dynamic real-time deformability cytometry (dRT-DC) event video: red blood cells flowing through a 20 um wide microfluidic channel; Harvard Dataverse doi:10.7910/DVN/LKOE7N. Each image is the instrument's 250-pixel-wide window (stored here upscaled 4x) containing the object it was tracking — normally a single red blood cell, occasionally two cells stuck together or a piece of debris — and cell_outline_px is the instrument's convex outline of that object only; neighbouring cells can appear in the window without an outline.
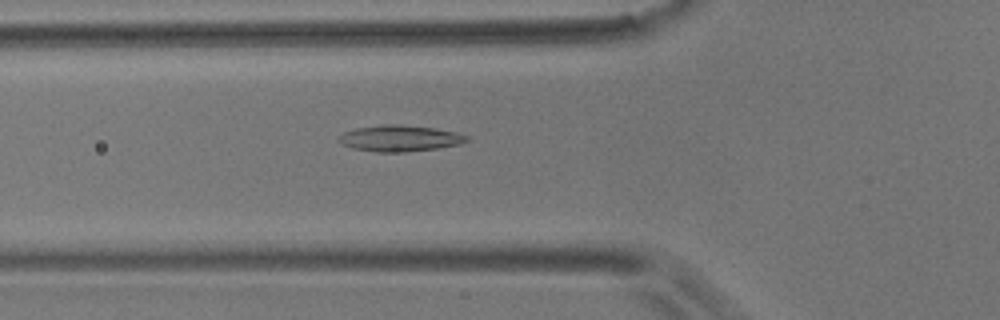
{"species": "common noctule bat (a hibernating species)", "species_latin": "Nyctalus noctula", "temperature_condition": "room temperature", "stored_images_in_passage": 54, "camera_frame_rate_fps": 3000, "um_per_image_px": 0.085, "animal": {"sex": "male", "body_mass_g": 17.9}, "frame": {"image": 1, "passage_image": 18, "time_ms": 5.667, "image_size_px": [1000, 320], "cell_outline_px": [[472, 140], [460, 144], [436, 148], [404, 152], [376, 152], [352, 148], [340, 144], [336, 140], [344, 132], [356, 128], [384, 124], [400, 124], [432, 128], [456, 132], [468, 136]], "centroid_in_image_um": [33.97, 11.76], "position_along_channel_um": 91.8, "area_um2": 19.59}}
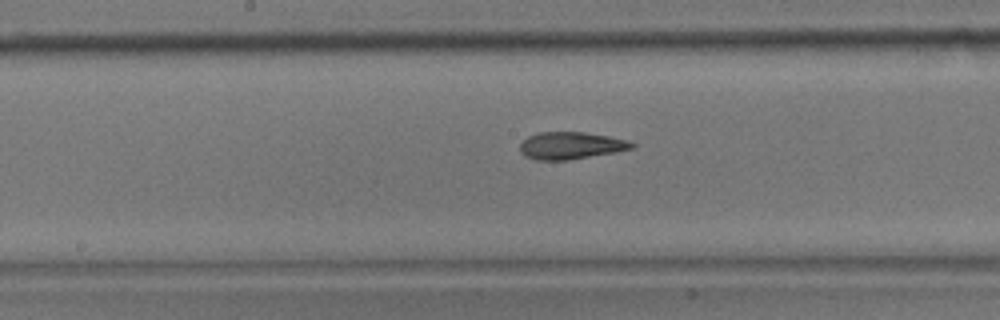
{"frame": {"image": 2, "passage_image": 27, "time_ms": 8.667, "image_size_px": [1000, 320], "cell_outline_px": [[636, 148], [616, 152], [568, 160], [536, 160], [524, 156], [520, 152], [520, 144], [528, 136], [536, 132], [584, 132], [608, 136], [628, 140], [636, 144]], "centroid_in_image_um": [48.53, 12.37], "position_along_channel_um": 199.7, "area_um2": 17.92}}
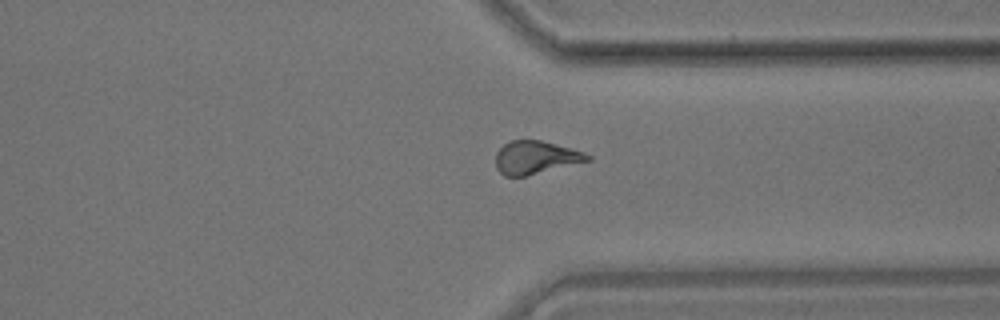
{"frame": {"image": 3, "passage_image": 41, "time_ms": 13.333, "image_size_px": [1000, 320], "cell_outline_px": [[592, 160], [528, 176], [504, 176], [496, 168], [496, 152], [504, 144], [512, 140], [540, 140], [572, 148], [584, 152], [592, 156]], "centroid_in_image_um": [45.55, 13.39], "position_along_channel_um": 365.8, "area_um2": 17.86}, "authors_computed_cell_mechanics": {"area_um2": 18.207, "velocity_mm_per_s": 3.569, "shape_relaxation_time_tau1_ms": 7.8921, "shape_relaxation_time_tau2_ms": 2.396, "deformation_change_tau1": 0.1984, "deformation_change_tau2": 0.0915}}